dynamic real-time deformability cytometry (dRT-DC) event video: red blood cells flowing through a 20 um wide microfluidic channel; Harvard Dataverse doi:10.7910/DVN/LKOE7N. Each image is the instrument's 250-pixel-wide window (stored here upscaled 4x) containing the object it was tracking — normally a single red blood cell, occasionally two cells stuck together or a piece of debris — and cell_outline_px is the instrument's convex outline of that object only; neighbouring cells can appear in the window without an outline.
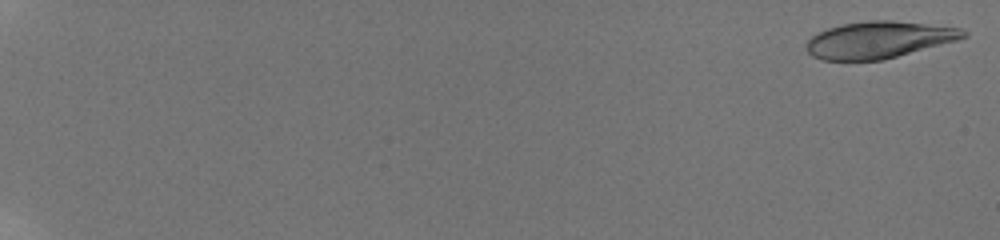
{"species": "human", "species_latin": "Homo sapiens", "temperature_condition": "room temperature", "stored_images_in_passage": 41, "camera_frame_rate_fps": 3000, "um_per_image_px": 0.085, "donor": {"sex": "male"}, "frame": {"image": 1, "passage_image": 3, "time_ms": 0.333, "image_size_px": [1000, 240], "cell_outline_px": [[968, 36], [956, 40], [896, 56], [880, 60], [820, 60], [812, 56], [808, 52], [804, 44], [816, 32], [840, 24], [868, 20], [892, 20], [960, 28], [968, 32]], "centroid_in_image_um": [74.63, 3.37], "position_along_channel_um": 10.4, "area_um2": 33.52}}
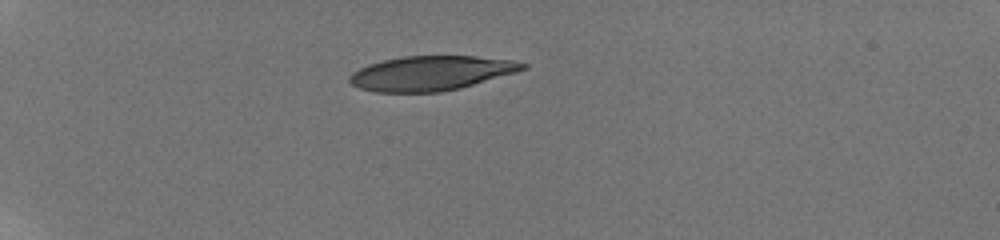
{"frame": {"image": 2, "passage_image": 35, "time_ms": 6.333, "image_size_px": [1000, 240], "cell_outline_px": [[528, 68], [516, 72], [460, 88], [440, 92], [376, 92], [360, 88], [352, 84], [348, 80], [348, 76], [352, 72], [368, 64], [384, 60], [404, 56], [472, 56], [512, 60], [528, 64]], "centroid_in_image_um": [36.63, 6.22], "position_along_channel_um": 48.4, "area_um2": 34.74}}